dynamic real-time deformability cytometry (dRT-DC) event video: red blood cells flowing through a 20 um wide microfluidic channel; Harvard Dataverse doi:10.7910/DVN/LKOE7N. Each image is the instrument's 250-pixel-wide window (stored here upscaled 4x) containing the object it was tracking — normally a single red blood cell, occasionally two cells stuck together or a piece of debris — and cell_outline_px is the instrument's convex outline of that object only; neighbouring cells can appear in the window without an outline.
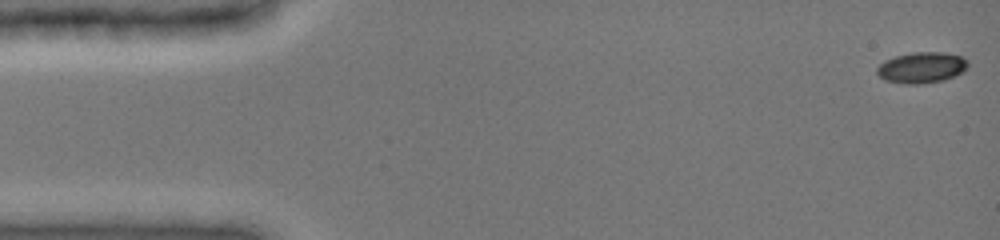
{"species": "common noctule bat (a hibernating species)", "species_latin": "Nyctalus noctula", "temperature_condition": "cold", "stored_images_in_passage": 58, "camera_frame_rate_fps": 3000, "um_per_image_px": 0.085, "animal": {"sex": "female", "body_mass_g": 19.0, "forearm_length_mm": 51.5}, "frame": {"image": 1, "passage_image": 1, "time_ms": 0.0, "image_size_px": [1000, 240], "cell_outline_px": [[968, 68], [964, 72], [956, 76], [944, 80], [916, 84], [904, 84], [884, 80], [876, 72], [876, 68], [884, 60], [896, 56], [912, 52], [944, 52], [964, 56], [968, 60]], "centroid_in_image_um": [78.38, 5.73], "position_along_channel_um": 6.6, "area_um2": 16.7}}
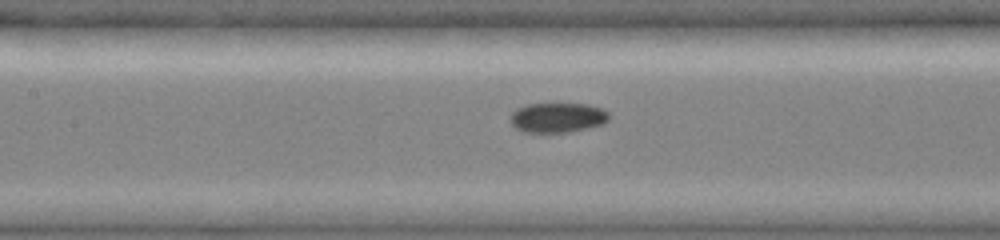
{"frame": {"image": 2, "passage_image": 37, "time_ms": 7.0, "image_size_px": [1000, 240], "cell_outline_px": [[608, 120], [600, 124], [588, 128], [568, 132], [524, 132], [516, 128], [512, 124], [512, 112], [516, 108], [528, 104], [588, 104], [600, 108], [608, 112]], "centroid_in_image_um": [47.38, 9.99], "position_along_channel_um": 160.0, "area_um2": 16.88}}
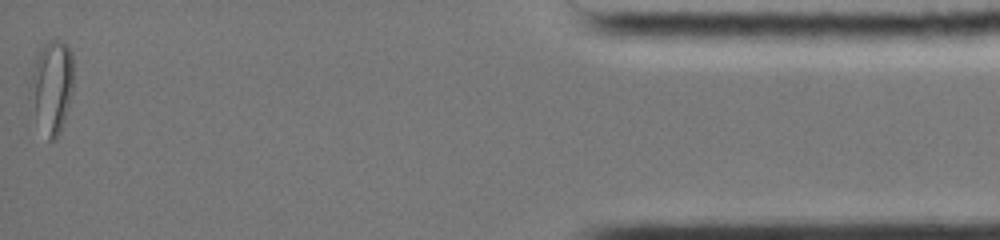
{"frame": {"image": 3, "passage_image": 58, "time_ms": 15.667, "image_size_px": [1000, 240], "cell_outline_px": [[72, 92], [64, 120], [60, 132], [56, 140], [48, 140], [36, 116], [28, 96], [28, 88], [32, 72], [40, 48], [44, 44], [52, 40], [64, 40], [72, 52]], "centroid_in_image_um": [4.39, 7.34], "position_along_channel_um": 430.8, "area_um2": 23.35}, "authors_computed_cell_mechanics": {"area_um2": 16.8776, "velocity_mm_per_s": 3.9726, "shape_relaxation_time_tau1_ms": 8.6832, "shape_relaxation_time_tau2_ms": 4.3034, "deformation_change_tau1": 0.2244, "deformation_change_tau2": 0.0553}}